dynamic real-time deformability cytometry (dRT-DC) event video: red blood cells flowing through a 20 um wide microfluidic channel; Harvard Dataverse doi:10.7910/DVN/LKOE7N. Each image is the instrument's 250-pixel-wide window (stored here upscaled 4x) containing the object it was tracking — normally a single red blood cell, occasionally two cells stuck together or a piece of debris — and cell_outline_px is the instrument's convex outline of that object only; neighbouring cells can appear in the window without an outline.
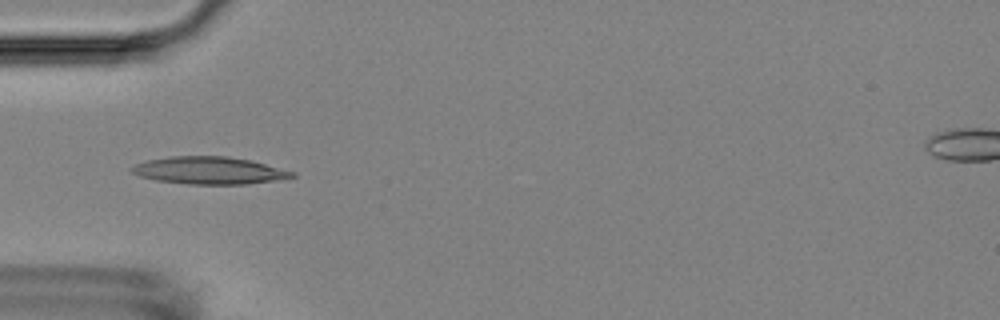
{"species": "Egyptian fruit bat (a non-hibernating species)", "species_latin": "Rousettus aegyptiacus", "temperature_condition": "room temperature", "stored_images_in_passage": 12, "camera_frame_rate_fps": 3000, "um_per_image_px": 0.085, "animal": {"sex": "female"}, "frame": {"image": 1, "passage_image": 2, "time_ms": 2.0, "image_size_px": [1000, 320], "cell_outline_px": [[296, 176], [248, 184], [188, 184], [156, 180], [140, 176], [132, 172], [128, 168], [136, 164], [148, 160], [168, 156], [228, 156], [248, 160], [296, 172]], "centroid_in_image_um": [17.74, 14.48], "position_along_channel_um": 67.3, "area_um2": 25.32}}
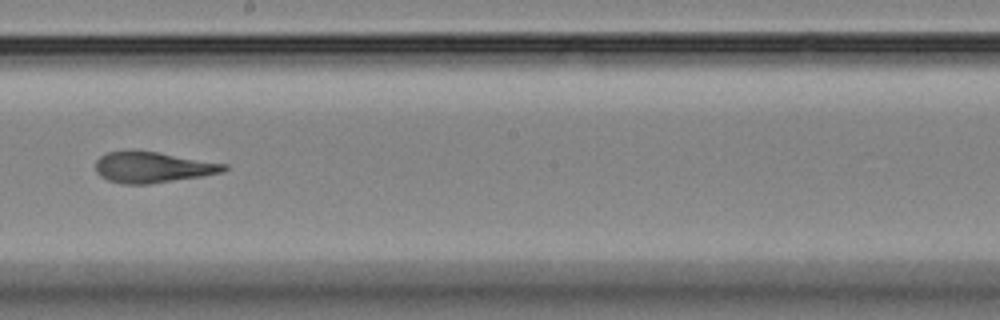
{"frame": {"image": 2, "passage_image": 6, "time_ms": 6.667, "image_size_px": [1000, 320], "cell_outline_px": [[228, 168], [224, 172], [204, 176], [148, 184], [120, 184], [108, 180], [100, 176], [96, 172], [96, 160], [100, 156], [108, 152], [132, 148], [160, 152], [228, 164]], "centroid_in_image_um": [12.97, 14.19], "position_along_channel_um": 235.2, "area_um2": 23.76}}
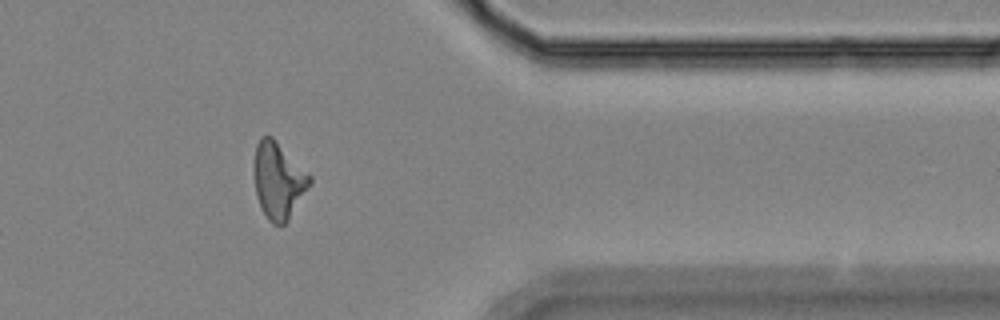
{"frame": {"image": 3, "passage_image": 10, "time_ms": 11.333, "image_size_px": [1000, 320], "cell_outline_px": [[312, 184], [288, 220], [284, 224], [272, 224], [268, 220], [256, 196], [256, 144], [260, 136], [272, 136], [312, 176]], "centroid_in_image_um": [23.72, 15.34], "position_along_channel_um": 387.7, "area_um2": 24.39}, "authors_computed_cell_mechanics": {"area_um2": 23.8136, "velocity_mm_per_s": 3.5951, "shape_relaxation_time_tau1_ms": null, "shape_relaxation_time_tau2_ms": 2.4096, "deformation_change_tau1": null, "deformation_change_tau2": 0.0815}}